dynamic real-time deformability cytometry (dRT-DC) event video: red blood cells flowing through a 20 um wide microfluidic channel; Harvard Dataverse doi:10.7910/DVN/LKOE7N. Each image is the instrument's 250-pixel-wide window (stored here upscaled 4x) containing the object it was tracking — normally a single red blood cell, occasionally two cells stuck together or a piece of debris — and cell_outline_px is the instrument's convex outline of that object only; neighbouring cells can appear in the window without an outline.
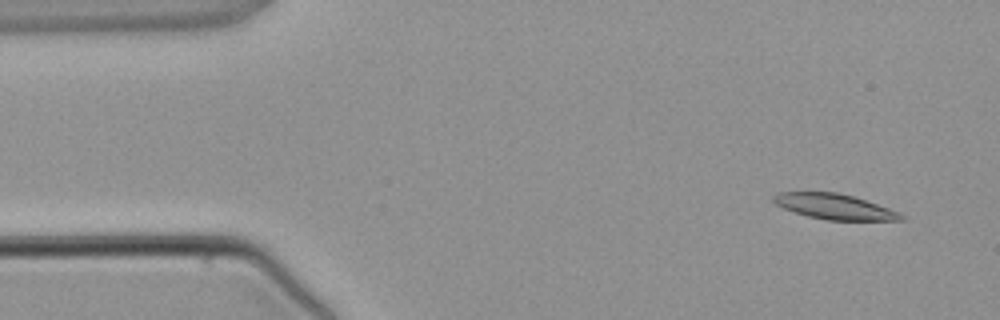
{"species": "common noctule bat (a hibernating species)", "species_latin": "Nyctalus noctula", "temperature_condition": "warm", "stored_images_in_passage": 3, "camera_frame_rate_fps": 3000, "um_per_image_px": 0.085, "animal": {"sex": "male", "body_mass_g": 21.5, "forearm_length_mm": 52.0}, "frame": {"image": 1, "passage_image": 1, "time_ms": 0.0, "image_size_px": [1000, 320], "cell_outline_px": [[908, 216], [904, 220], [828, 220], [808, 216], [784, 208], [776, 204], [772, 200], [772, 196], [776, 192], [836, 192], [852, 196], [900, 212]], "centroid_in_image_um": [70.94, 17.56], "position_along_channel_um": 14.1, "area_um2": 18.73}}
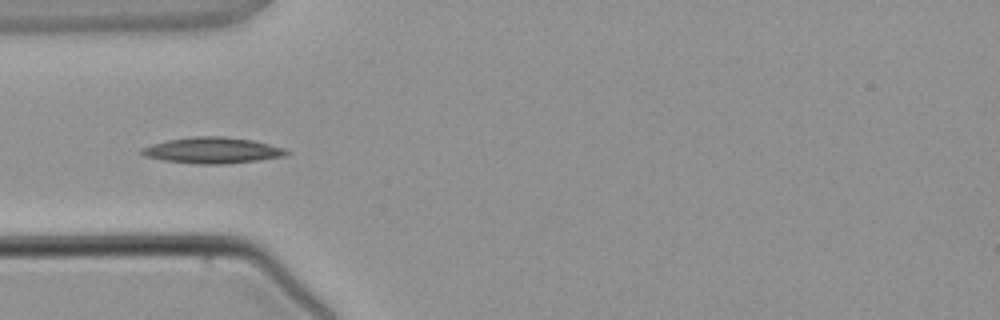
{"frame": {"image": 2, "passage_image": 3, "time_ms": 3.333, "image_size_px": [1000, 320], "cell_outline_px": [[292, 152], [284, 156], [260, 160], [224, 164], [200, 164], [164, 160], [144, 156], [140, 152], [140, 148], [152, 144], [168, 140], [192, 136], [224, 136], [252, 140], [284, 148]], "centroid_in_image_um": [18.06, 12.78], "position_along_channel_um": 66.9, "area_um2": 21.96}}